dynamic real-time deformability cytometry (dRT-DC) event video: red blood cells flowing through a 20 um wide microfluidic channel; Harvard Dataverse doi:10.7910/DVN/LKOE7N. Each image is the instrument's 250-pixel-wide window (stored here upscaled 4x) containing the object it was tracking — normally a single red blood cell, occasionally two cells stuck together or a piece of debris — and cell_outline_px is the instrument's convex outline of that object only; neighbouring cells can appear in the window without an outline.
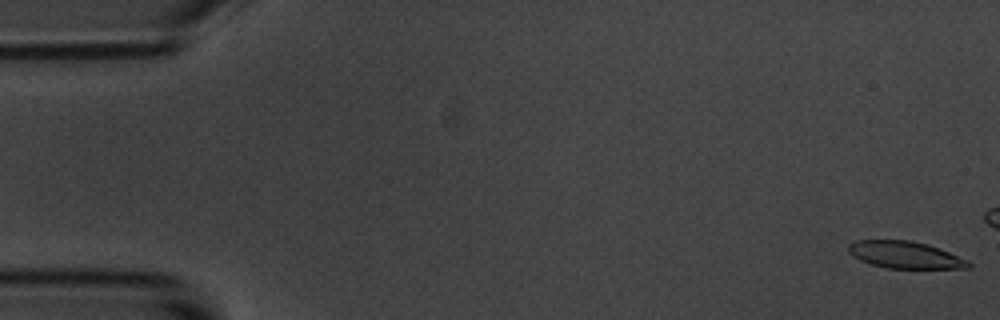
{"species": "common noctule bat (a hibernating species)", "species_latin": "Nyctalus noctula", "temperature_condition": "room temperature", "stored_images_in_passage": 15, "camera_frame_rate_fps": 3000, "um_per_image_px": 0.085, "animal": {"sex": "male", "body_mass_g": 20.1, "forearm_length_mm": 53.5}, "frame": {"image": 1, "passage_image": 1, "time_ms": 0.0, "image_size_px": [1000, 320], "cell_outline_px": [[972, 264], [968, 268], [888, 268], [872, 264], [860, 260], [852, 256], [848, 252], [848, 244], [856, 240], [912, 240], [928, 244], [940, 248], [968, 260]], "centroid_in_image_um": [76.93, 21.65], "position_along_channel_um": 8.1, "area_um2": 18.96}}